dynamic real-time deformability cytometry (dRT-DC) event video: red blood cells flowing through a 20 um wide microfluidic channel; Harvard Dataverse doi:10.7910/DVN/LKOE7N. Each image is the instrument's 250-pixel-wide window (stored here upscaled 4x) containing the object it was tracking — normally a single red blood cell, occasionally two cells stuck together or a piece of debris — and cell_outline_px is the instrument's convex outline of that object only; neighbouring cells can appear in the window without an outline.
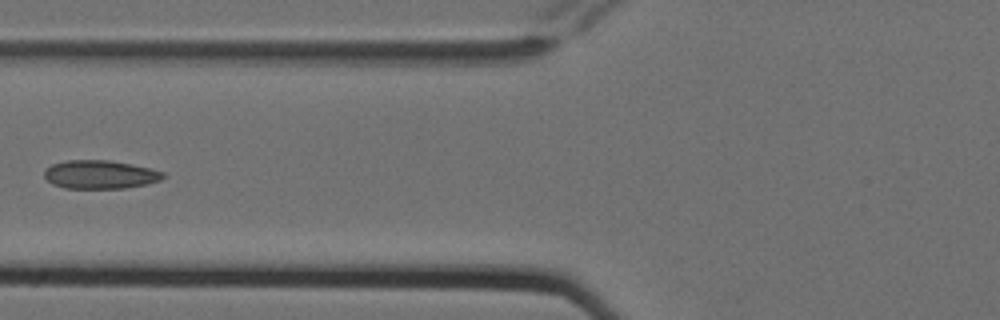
{"species": "Egyptian fruit bat (a non-hibernating species)", "species_latin": "Rousettus aegyptiacus", "temperature_condition": "cold", "stored_images_in_passage": 6, "camera_frame_rate_fps": 3000, "um_per_image_px": 0.085, "animal": {"sex": "female"}, "frame": {"image": 1, "passage_image": 4, "time_ms": 1.0, "image_size_px": [1000, 320], "cell_outline_px": [[164, 176], [160, 180], [148, 184], [124, 188], [64, 188], [52, 184], [44, 176], [44, 168], [52, 164], [68, 160], [108, 160], [132, 164], [164, 172]], "centroid_in_image_um": [8.48, 14.83], "position_along_channel_um": 117.3, "area_um2": 19.71}}
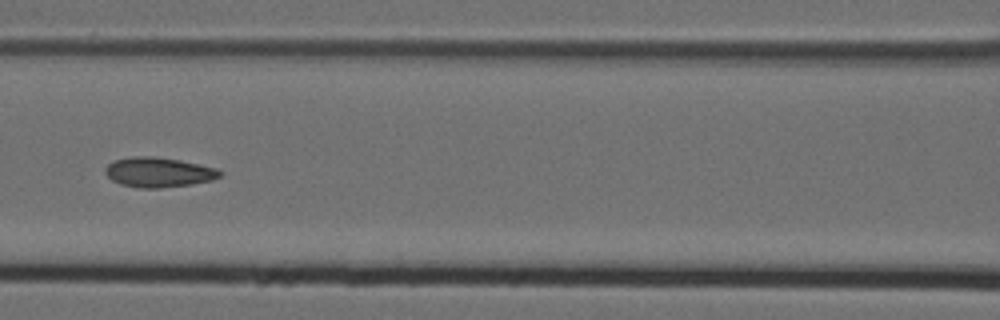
{"frame": {"image": 2, "passage_image": 5, "time_ms": 1.333, "image_size_px": [1000, 320], "cell_outline_px": [[224, 172], [220, 176], [212, 180], [192, 184], [160, 188], [140, 188], [120, 184], [112, 180], [104, 172], [104, 168], [112, 160], [132, 156], [152, 156], [180, 160], [216, 168]], "centroid_in_image_um": [13.45, 14.64], "position_along_channel_um": 153.1, "area_um2": 20.06}}
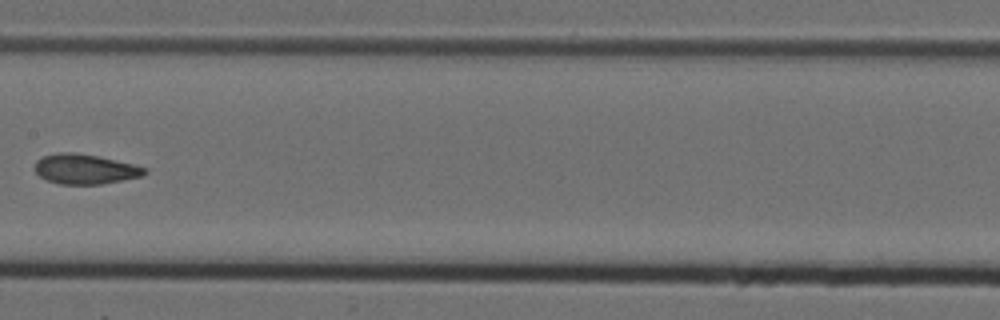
{"frame": {"image": 3, "passage_image": 6, "time_ms": 1.667, "image_size_px": [1000, 320], "cell_outline_px": [[148, 172], [140, 176], [100, 184], [60, 184], [48, 180], [40, 176], [36, 172], [36, 160], [44, 156], [60, 152], [76, 152], [100, 156], [148, 168]], "centroid_in_image_um": [7.24, 14.36], "position_along_channel_um": 200.2, "area_um2": 18.96}}